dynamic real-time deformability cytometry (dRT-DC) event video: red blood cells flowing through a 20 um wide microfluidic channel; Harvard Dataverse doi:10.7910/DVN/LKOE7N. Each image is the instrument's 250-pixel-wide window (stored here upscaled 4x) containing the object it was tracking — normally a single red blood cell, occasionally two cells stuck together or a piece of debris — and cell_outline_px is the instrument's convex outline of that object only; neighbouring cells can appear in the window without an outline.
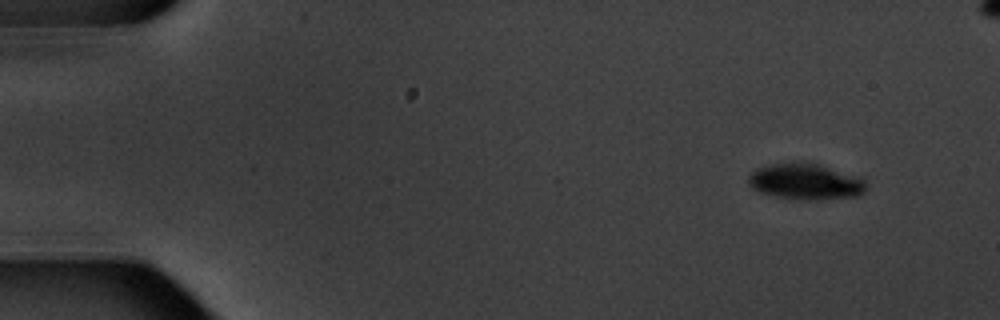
{"species": "common noctule bat (a hibernating species)", "species_latin": "Nyctalus noctula", "temperature_condition": "warm", "stored_images_in_passage": 8, "camera_frame_rate_fps": 3000, "um_per_image_px": 0.085, "animal": {"sex": "male", "body_mass_g": 20.1, "forearm_length_mm": 53.5}, "frame": {"image": 1, "passage_image": 1, "time_ms": 0.0, "image_size_px": [1000, 320], "cell_outline_px": [[864, 192], [860, 196], [816, 200], [808, 200], [776, 196], [756, 192], [748, 184], [748, 176], [756, 168], [772, 164], [820, 164], [860, 176], [864, 180]], "centroid_in_image_um": [68.48, 15.46], "position_along_channel_um": 16.5, "area_um2": 24.51}}
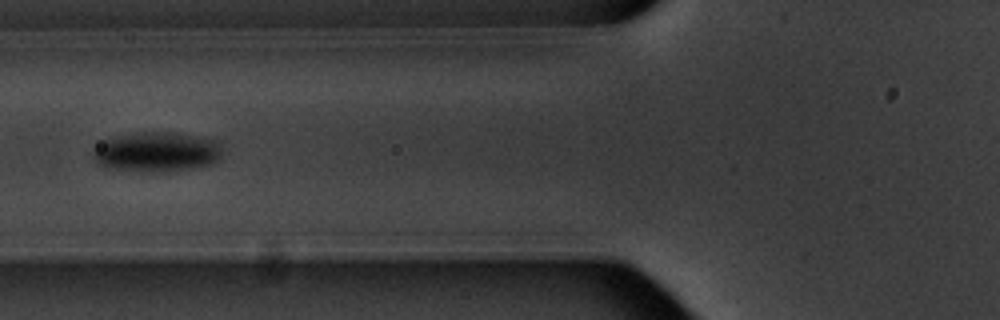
{"frame": {"image": 2, "passage_image": 6, "time_ms": 6.0, "image_size_px": [1000, 320], "cell_outline_px": [[220, 156], [212, 164], [164, 172], [112, 168], [96, 164], [92, 156], [92, 148], [104, 140], [120, 136], [144, 132], [168, 132], [216, 140], [220, 144]], "centroid_in_image_um": [13.27, 12.91], "position_along_channel_um": 112.5, "area_um2": 29.36}}
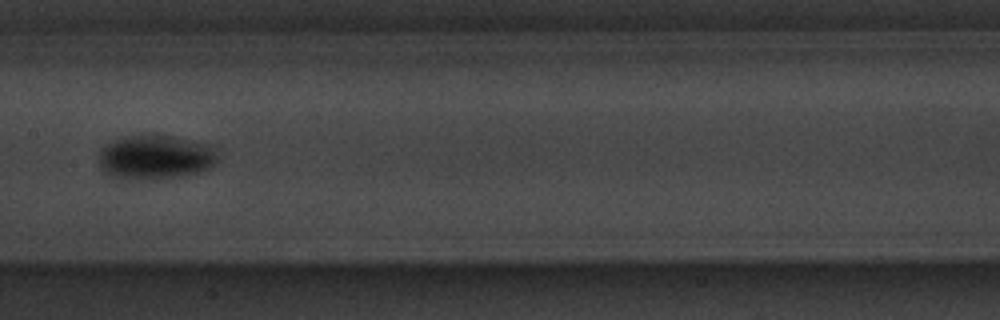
{"frame": {"image": 3, "passage_image": 8, "time_ms": 8.333, "image_size_px": [1000, 320], "cell_outline_px": [[216, 160], [208, 168], [200, 172], [180, 176], [140, 180], [112, 176], [104, 172], [100, 168], [100, 152], [108, 144], [116, 140], [144, 132], [152, 132], [172, 136], [208, 144], [216, 148]], "centroid_in_image_um": [13.22, 13.33], "position_along_channel_um": 194.2, "area_um2": 30.75}}